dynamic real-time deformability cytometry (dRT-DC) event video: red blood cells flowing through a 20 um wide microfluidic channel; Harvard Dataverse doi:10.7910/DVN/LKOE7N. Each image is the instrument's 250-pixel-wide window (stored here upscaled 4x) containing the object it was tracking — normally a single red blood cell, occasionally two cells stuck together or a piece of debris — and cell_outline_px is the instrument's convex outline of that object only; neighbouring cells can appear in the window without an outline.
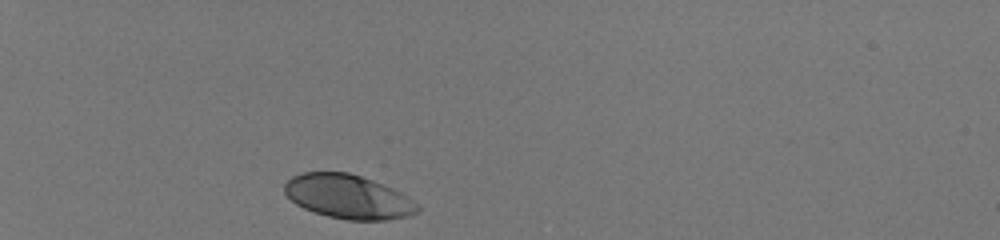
{"species": "human", "species_latin": "Homo sapiens", "temperature_condition": "room temperature", "stored_images_in_passage": 32, "camera_frame_rate_fps": 3000, "um_per_image_px": 0.085, "donor": {"sex": "male"}, "frame": {"image": 1, "passage_image": 1, "time_ms": 0.0, "image_size_px": [1000, 240], "cell_outline_px": [[420, 212], [408, 216], [388, 220], [348, 220], [328, 216], [304, 208], [296, 204], [284, 192], [284, 184], [292, 176], [304, 172], [348, 172], [372, 180], [392, 188], [408, 196], [420, 208]], "centroid_in_image_um": [29.61, 16.72], "position_along_channel_um": 55.4, "area_um2": 33.99}}
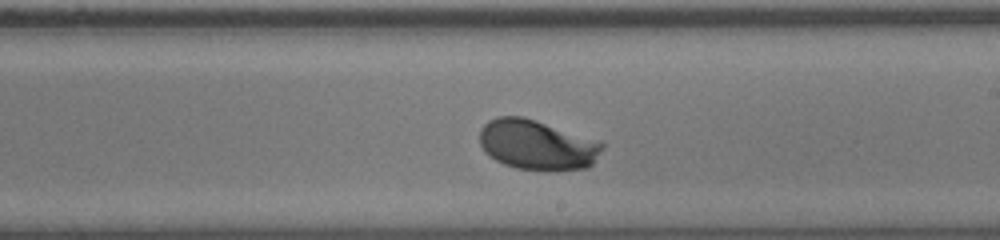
{"frame": {"image": 2, "passage_image": 19, "time_ms": 6.0, "image_size_px": [1000, 240], "cell_outline_px": [[604, 148], [592, 164], [588, 168], [552, 172], [516, 168], [504, 164], [496, 160], [480, 144], [480, 128], [488, 120], [496, 116], [524, 116], [600, 140], [604, 144]], "centroid_in_image_um": [45.7, 12.31], "position_along_channel_um": 243.3, "area_um2": 36.24}}
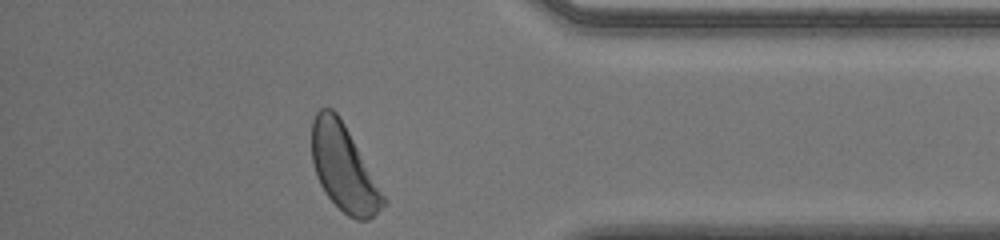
{"frame": {"image": 3, "passage_image": 32, "time_ms": 10.333, "image_size_px": [1000, 240], "cell_outline_px": [[388, 204], [368, 220], [356, 220], [348, 216], [324, 192], [316, 176], [312, 160], [312, 120], [316, 112], [320, 108], [332, 108], [336, 112], [344, 124], [388, 200]], "centroid_in_image_um": [29.23, 14.3], "position_along_channel_um": 406.0, "area_um2": 35.78}, "authors_computed_cell_mechanics": {"area_um2": 34.7089, "velocity_mm_per_s": 4.0007, "shape_relaxation_time_tau1_ms": 1.5174, "shape_relaxation_time_tau2_ms": null, "deformation_change_tau1": 0.1394, "deformation_change_tau2": null}}